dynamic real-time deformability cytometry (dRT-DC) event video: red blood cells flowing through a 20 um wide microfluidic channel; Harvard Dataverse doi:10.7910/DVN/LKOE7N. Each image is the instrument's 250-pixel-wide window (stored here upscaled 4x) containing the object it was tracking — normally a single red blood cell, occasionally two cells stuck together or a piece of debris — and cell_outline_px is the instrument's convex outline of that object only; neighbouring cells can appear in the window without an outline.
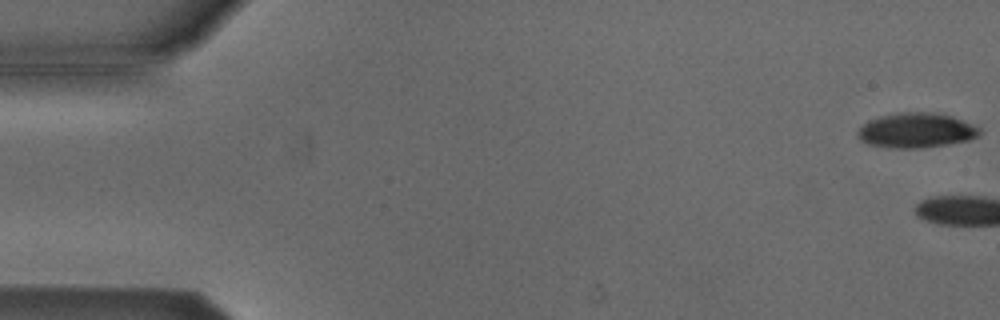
{"species": "Egyptian fruit bat (a non-hibernating species)", "species_latin": "Rousettus aegyptiacus", "temperature_condition": "cold", "stored_images_in_passage": 3, "camera_frame_rate_fps": 3000, "um_per_image_px": 0.085, "animal": {"sex": "male"}, "frame": {"image": 1, "passage_image": 1, "time_ms": 0.0, "image_size_px": [1000, 320], "cell_outline_px": [[980, 136], [968, 140], [948, 144], [920, 148], [888, 148], [868, 144], [860, 140], [856, 136], [856, 132], [868, 120], [880, 116], [900, 112], [936, 112], [952, 116], [976, 124], [980, 128]], "centroid_in_image_um": [77.89, 11.08], "position_along_channel_um": 7.1, "area_um2": 25.14}}